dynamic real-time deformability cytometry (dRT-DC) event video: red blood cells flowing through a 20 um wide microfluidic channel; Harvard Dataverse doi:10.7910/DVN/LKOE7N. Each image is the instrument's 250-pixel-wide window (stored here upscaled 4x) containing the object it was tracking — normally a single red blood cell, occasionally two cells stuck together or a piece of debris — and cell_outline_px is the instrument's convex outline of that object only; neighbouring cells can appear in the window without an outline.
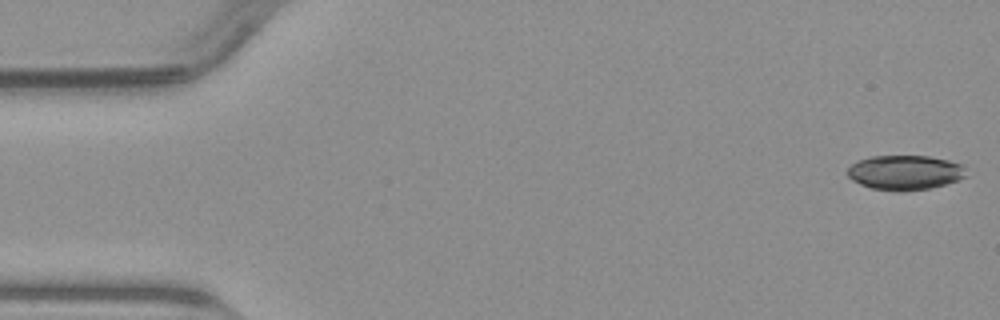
{"species": "common noctule bat (a hibernating species)", "species_latin": "Nyctalus noctula", "temperature_condition": "warm", "stored_images_in_passage": 49, "camera_frame_rate_fps": 3000, "um_per_image_px": 0.085, "animal": {"sex": "male", "body_mass_g": 23.1, "forearm_length_mm": 52.7}, "frame": {"image": 1, "passage_image": 1, "time_ms": 0.0, "image_size_px": [1000, 320], "cell_outline_px": [[964, 176], [956, 180], [944, 184], [928, 188], [904, 192], [896, 192], [872, 188], [860, 184], [852, 180], [848, 176], [848, 168], [852, 164], [860, 160], [872, 156], [928, 156], [948, 160], [964, 164]], "centroid_in_image_um": [76.9, 14.67], "position_along_channel_um": 8.1, "area_um2": 23.81}}
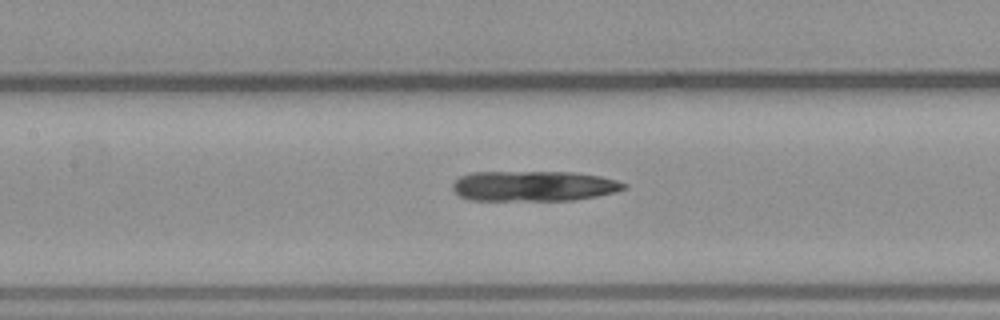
{"frame": {"image": 2, "passage_image": 22, "time_ms": 7.0, "image_size_px": [1000, 320], "cell_outline_px": [[628, 184], [624, 188], [612, 192], [596, 196], [576, 200], [468, 200], [460, 196], [452, 188], [452, 184], [460, 176], [472, 172], [576, 172], [600, 176], [616, 180]], "centroid_in_image_um": [45.34, 15.81], "position_along_channel_um": 162.1, "area_um2": 30.23}}
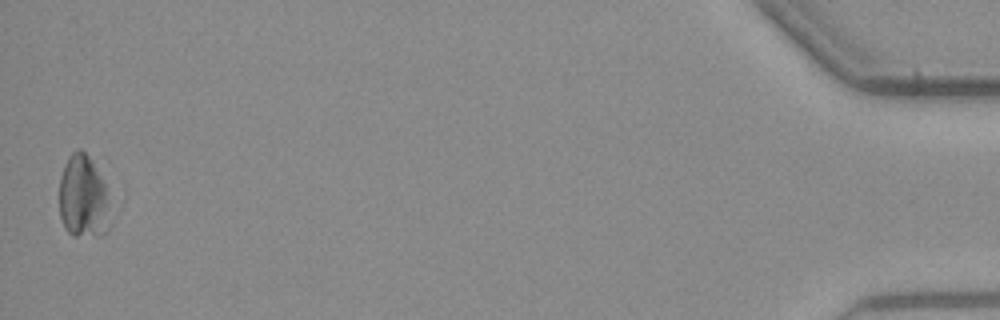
{"frame": {"image": 3, "passage_image": 49, "time_ms": 16.0, "image_size_px": [1000, 320], "cell_outline_px": [[112, 224], [108, 232], [100, 236], [72, 236], [64, 228], [60, 216], [60, 176], [64, 164], [68, 156], [76, 148], [80, 148], [92, 160], [104, 184]], "centroid_in_image_um": [7.08, 16.79], "position_along_channel_um": 428.1, "area_um2": 25.03}}